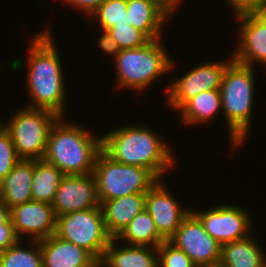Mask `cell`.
Segmentation results:
<instances>
[{
    "label": "cell",
    "instance_id": "3957f363",
    "mask_svg": "<svg viewBox=\"0 0 266 267\" xmlns=\"http://www.w3.org/2000/svg\"><path fill=\"white\" fill-rule=\"evenodd\" d=\"M64 118L59 117L52 125L42 159L57 166L64 175L93 174L96 157L102 150V136Z\"/></svg>",
    "mask_w": 266,
    "mask_h": 267
},
{
    "label": "cell",
    "instance_id": "603a6c76",
    "mask_svg": "<svg viewBox=\"0 0 266 267\" xmlns=\"http://www.w3.org/2000/svg\"><path fill=\"white\" fill-rule=\"evenodd\" d=\"M127 245L158 247L165 239L158 233L151 215L146 209L138 213L115 237ZM123 240V241H122Z\"/></svg>",
    "mask_w": 266,
    "mask_h": 267
},
{
    "label": "cell",
    "instance_id": "4316f807",
    "mask_svg": "<svg viewBox=\"0 0 266 267\" xmlns=\"http://www.w3.org/2000/svg\"><path fill=\"white\" fill-rule=\"evenodd\" d=\"M120 49H135L145 46L151 39L130 24L115 25L107 30Z\"/></svg>",
    "mask_w": 266,
    "mask_h": 267
},
{
    "label": "cell",
    "instance_id": "f546056e",
    "mask_svg": "<svg viewBox=\"0 0 266 267\" xmlns=\"http://www.w3.org/2000/svg\"><path fill=\"white\" fill-rule=\"evenodd\" d=\"M234 15L247 12H266V0H226Z\"/></svg>",
    "mask_w": 266,
    "mask_h": 267
},
{
    "label": "cell",
    "instance_id": "ac0fdd59",
    "mask_svg": "<svg viewBox=\"0 0 266 267\" xmlns=\"http://www.w3.org/2000/svg\"><path fill=\"white\" fill-rule=\"evenodd\" d=\"M115 243L112 238L97 267H159L157 247Z\"/></svg>",
    "mask_w": 266,
    "mask_h": 267
},
{
    "label": "cell",
    "instance_id": "8992f818",
    "mask_svg": "<svg viewBox=\"0 0 266 267\" xmlns=\"http://www.w3.org/2000/svg\"><path fill=\"white\" fill-rule=\"evenodd\" d=\"M93 175L101 204L129 194L147 193L159 180L147 168L116 162L103 150L96 157Z\"/></svg>",
    "mask_w": 266,
    "mask_h": 267
},
{
    "label": "cell",
    "instance_id": "5b68a950",
    "mask_svg": "<svg viewBox=\"0 0 266 267\" xmlns=\"http://www.w3.org/2000/svg\"><path fill=\"white\" fill-rule=\"evenodd\" d=\"M166 50L162 38L151 40L140 48L122 49L113 60L116 67L115 88L142 93L154 81L174 69L175 61Z\"/></svg>",
    "mask_w": 266,
    "mask_h": 267
},
{
    "label": "cell",
    "instance_id": "484cf974",
    "mask_svg": "<svg viewBox=\"0 0 266 267\" xmlns=\"http://www.w3.org/2000/svg\"><path fill=\"white\" fill-rule=\"evenodd\" d=\"M99 29L107 31L115 25L130 24L127 13V0H106L89 18H94ZM97 18V19H96Z\"/></svg>",
    "mask_w": 266,
    "mask_h": 267
},
{
    "label": "cell",
    "instance_id": "52a82bcc",
    "mask_svg": "<svg viewBox=\"0 0 266 267\" xmlns=\"http://www.w3.org/2000/svg\"><path fill=\"white\" fill-rule=\"evenodd\" d=\"M10 118L2 121L10 132L16 153L20 159H42L52 125L59 118L57 114L46 109L23 106Z\"/></svg>",
    "mask_w": 266,
    "mask_h": 267
},
{
    "label": "cell",
    "instance_id": "d6986e66",
    "mask_svg": "<svg viewBox=\"0 0 266 267\" xmlns=\"http://www.w3.org/2000/svg\"><path fill=\"white\" fill-rule=\"evenodd\" d=\"M146 193L129 194L101 204L107 233L115 238L129 222L145 209Z\"/></svg>",
    "mask_w": 266,
    "mask_h": 267
},
{
    "label": "cell",
    "instance_id": "d6a6232c",
    "mask_svg": "<svg viewBox=\"0 0 266 267\" xmlns=\"http://www.w3.org/2000/svg\"><path fill=\"white\" fill-rule=\"evenodd\" d=\"M18 240L13 224H0V252L10 248Z\"/></svg>",
    "mask_w": 266,
    "mask_h": 267
},
{
    "label": "cell",
    "instance_id": "e575fe53",
    "mask_svg": "<svg viewBox=\"0 0 266 267\" xmlns=\"http://www.w3.org/2000/svg\"><path fill=\"white\" fill-rule=\"evenodd\" d=\"M165 6H167L173 13H176L178 5H180V1L182 0H160Z\"/></svg>",
    "mask_w": 266,
    "mask_h": 267
},
{
    "label": "cell",
    "instance_id": "ba28073f",
    "mask_svg": "<svg viewBox=\"0 0 266 267\" xmlns=\"http://www.w3.org/2000/svg\"><path fill=\"white\" fill-rule=\"evenodd\" d=\"M55 235L85 249L98 262L112 239L106 231L101 207L57 216Z\"/></svg>",
    "mask_w": 266,
    "mask_h": 267
},
{
    "label": "cell",
    "instance_id": "44dd1931",
    "mask_svg": "<svg viewBox=\"0 0 266 267\" xmlns=\"http://www.w3.org/2000/svg\"><path fill=\"white\" fill-rule=\"evenodd\" d=\"M251 235L221 245L220 260L227 267H266V254Z\"/></svg>",
    "mask_w": 266,
    "mask_h": 267
},
{
    "label": "cell",
    "instance_id": "cb8c5ba5",
    "mask_svg": "<svg viewBox=\"0 0 266 267\" xmlns=\"http://www.w3.org/2000/svg\"><path fill=\"white\" fill-rule=\"evenodd\" d=\"M63 172L43 159L34 160L31 184L32 200L52 204Z\"/></svg>",
    "mask_w": 266,
    "mask_h": 267
},
{
    "label": "cell",
    "instance_id": "30bf717a",
    "mask_svg": "<svg viewBox=\"0 0 266 267\" xmlns=\"http://www.w3.org/2000/svg\"><path fill=\"white\" fill-rule=\"evenodd\" d=\"M245 210L238 204H221L203 211L191 208V212L203 224L205 231L221 245L251 235L252 218Z\"/></svg>",
    "mask_w": 266,
    "mask_h": 267
},
{
    "label": "cell",
    "instance_id": "7402d4cb",
    "mask_svg": "<svg viewBox=\"0 0 266 267\" xmlns=\"http://www.w3.org/2000/svg\"><path fill=\"white\" fill-rule=\"evenodd\" d=\"M222 110L220 90L201 92L188 100L179 110L182 124L209 123Z\"/></svg>",
    "mask_w": 266,
    "mask_h": 267
},
{
    "label": "cell",
    "instance_id": "4dcf8cb0",
    "mask_svg": "<svg viewBox=\"0 0 266 267\" xmlns=\"http://www.w3.org/2000/svg\"><path fill=\"white\" fill-rule=\"evenodd\" d=\"M101 34L98 39V48L107 55H112L113 60L121 52L119 45L113 40L112 36L104 30L100 31Z\"/></svg>",
    "mask_w": 266,
    "mask_h": 267
},
{
    "label": "cell",
    "instance_id": "9a60e30c",
    "mask_svg": "<svg viewBox=\"0 0 266 267\" xmlns=\"http://www.w3.org/2000/svg\"><path fill=\"white\" fill-rule=\"evenodd\" d=\"M239 22L240 44L233 52V59L250 65L260 62L266 66V12H247L235 17Z\"/></svg>",
    "mask_w": 266,
    "mask_h": 267
},
{
    "label": "cell",
    "instance_id": "6da1fadb",
    "mask_svg": "<svg viewBox=\"0 0 266 267\" xmlns=\"http://www.w3.org/2000/svg\"><path fill=\"white\" fill-rule=\"evenodd\" d=\"M45 25L39 34L31 37L28 48V72L26 88L30 103L25 106L37 109H46L59 117L64 115L66 102V80L62 61L58 53L52 30Z\"/></svg>",
    "mask_w": 266,
    "mask_h": 267
},
{
    "label": "cell",
    "instance_id": "7c38bea8",
    "mask_svg": "<svg viewBox=\"0 0 266 267\" xmlns=\"http://www.w3.org/2000/svg\"><path fill=\"white\" fill-rule=\"evenodd\" d=\"M10 217L19 240L24 241L27 235V241H39L56 232L57 217L52 204L31 200L10 208Z\"/></svg>",
    "mask_w": 266,
    "mask_h": 267
},
{
    "label": "cell",
    "instance_id": "e0dca14e",
    "mask_svg": "<svg viewBox=\"0 0 266 267\" xmlns=\"http://www.w3.org/2000/svg\"><path fill=\"white\" fill-rule=\"evenodd\" d=\"M127 13L130 25L151 40L163 38L162 30L174 14L160 0H127Z\"/></svg>",
    "mask_w": 266,
    "mask_h": 267
},
{
    "label": "cell",
    "instance_id": "9c48e42d",
    "mask_svg": "<svg viewBox=\"0 0 266 267\" xmlns=\"http://www.w3.org/2000/svg\"><path fill=\"white\" fill-rule=\"evenodd\" d=\"M229 61L207 62L190 69L185 75L172 81L166 86L167 106L172 110H179L188 100L196 97L201 92L209 90H220L224 72L228 64L233 60L231 55Z\"/></svg>",
    "mask_w": 266,
    "mask_h": 267
},
{
    "label": "cell",
    "instance_id": "8fae6325",
    "mask_svg": "<svg viewBox=\"0 0 266 267\" xmlns=\"http://www.w3.org/2000/svg\"><path fill=\"white\" fill-rule=\"evenodd\" d=\"M168 241L184 251L196 266L220 259L221 244L205 231L192 212Z\"/></svg>",
    "mask_w": 266,
    "mask_h": 267
},
{
    "label": "cell",
    "instance_id": "83f0119b",
    "mask_svg": "<svg viewBox=\"0 0 266 267\" xmlns=\"http://www.w3.org/2000/svg\"><path fill=\"white\" fill-rule=\"evenodd\" d=\"M20 161L10 132L0 125V181L5 178Z\"/></svg>",
    "mask_w": 266,
    "mask_h": 267
},
{
    "label": "cell",
    "instance_id": "836d02e7",
    "mask_svg": "<svg viewBox=\"0 0 266 267\" xmlns=\"http://www.w3.org/2000/svg\"><path fill=\"white\" fill-rule=\"evenodd\" d=\"M0 224H12L10 209L0 200Z\"/></svg>",
    "mask_w": 266,
    "mask_h": 267
},
{
    "label": "cell",
    "instance_id": "d590c367",
    "mask_svg": "<svg viewBox=\"0 0 266 267\" xmlns=\"http://www.w3.org/2000/svg\"><path fill=\"white\" fill-rule=\"evenodd\" d=\"M197 267H227L220 259L199 265Z\"/></svg>",
    "mask_w": 266,
    "mask_h": 267
},
{
    "label": "cell",
    "instance_id": "2e32d148",
    "mask_svg": "<svg viewBox=\"0 0 266 267\" xmlns=\"http://www.w3.org/2000/svg\"><path fill=\"white\" fill-rule=\"evenodd\" d=\"M43 267H97L98 261L85 249L55 234L39 240Z\"/></svg>",
    "mask_w": 266,
    "mask_h": 267
},
{
    "label": "cell",
    "instance_id": "4fadbf2b",
    "mask_svg": "<svg viewBox=\"0 0 266 267\" xmlns=\"http://www.w3.org/2000/svg\"><path fill=\"white\" fill-rule=\"evenodd\" d=\"M166 185L161 179L147 191L145 209L151 215L158 233L169 240L191 209L179 204Z\"/></svg>",
    "mask_w": 266,
    "mask_h": 267
},
{
    "label": "cell",
    "instance_id": "5bb4252c",
    "mask_svg": "<svg viewBox=\"0 0 266 267\" xmlns=\"http://www.w3.org/2000/svg\"><path fill=\"white\" fill-rule=\"evenodd\" d=\"M56 217L101 207L93 174L64 175L52 202Z\"/></svg>",
    "mask_w": 266,
    "mask_h": 267
},
{
    "label": "cell",
    "instance_id": "d4e9b609",
    "mask_svg": "<svg viewBox=\"0 0 266 267\" xmlns=\"http://www.w3.org/2000/svg\"><path fill=\"white\" fill-rule=\"evenodd\" d=\"M28 242H30L29 248L23 246L22 240H18L7 250L1 251L0 267H43L39 241L28 240Z\"/></svg>",
    "mask_w": 266,
    "mask_h": 267
},
{
    "label": "cell",
    "instance_id": "1f68e13d",
    "mask_svg": "<svg viewBox=\"0 0 266 267\" xmlns=\"http://www.w3.org/2000/svg\"><path fill=\"white\" fill-rule=\"evenodd\" d=\"M62 3H66L67 6L72 5L73 8H78L77 11L81 10L87 17H90L91 14L106 0H61Z\"/></svg>",
    "mask_w": 266,
    "mask_h": 267
},
{
    "label": "cell",
    "instance_id": "7a4b0ae2",
    "mask_svg": "<svg viewBox=\"0 0 266 267\" xmlns=\"http://www.w3.org/2000/svg\"><path fill=\"white\" fill-rule=\"evenodd\" d=\"M158 135L147 125H123L101 135L102 150L116 162L147 168L161 180L176 164V156Z\"/></svg>",
    "mask_w": 266,
    "mask_h": 267
},
{
    "label": "cell",
    "instance_id": "277c9868",
    "mask_svg": "<svg viewBox=\"0 0 266 267\" xmlns=\"http://www.w3.org/2000/svg\"><path fill=\"white\" fill-rule=\"evenodd\" d=\"M254 67L232 60L223 75L221 100L224 121L230 145L234 149L242 146L252 125V108L254 100Z\"/></svg>",
    "mask_w": 266,
    "mask_h": 267
},
{
    "label": "cell",
    "instance_id": "f1b7e54d",
    "mask_svg": "<svg viewBox=\"0 0 266 267\" xmlns=\"http://www.w3.org/2000/svg\"><path fill=\"white\" fill-rule=\"evenodd\" d=\"M157 250L159 267H197L184 251L168 240L163 241Z\"/></svg>",
    "mask_w": 266,
    "mask_h": 267
},
{
    "label": "cell",
    "instance_id": "ffe728a7",
    "mask_svg": "<svg viewBox=\"0 0 266 267\" xmlns=\"http://www.w3.org/2000/svg\"><path fill=\"white\" fill-rule=\"evenodd\" d=\"M34 160L20 159L0 181V200L10 209L32 200L31 184Z\"/></svg>",
    "mask_w": 266,
    "mask_h": 267
}]
</instances>
